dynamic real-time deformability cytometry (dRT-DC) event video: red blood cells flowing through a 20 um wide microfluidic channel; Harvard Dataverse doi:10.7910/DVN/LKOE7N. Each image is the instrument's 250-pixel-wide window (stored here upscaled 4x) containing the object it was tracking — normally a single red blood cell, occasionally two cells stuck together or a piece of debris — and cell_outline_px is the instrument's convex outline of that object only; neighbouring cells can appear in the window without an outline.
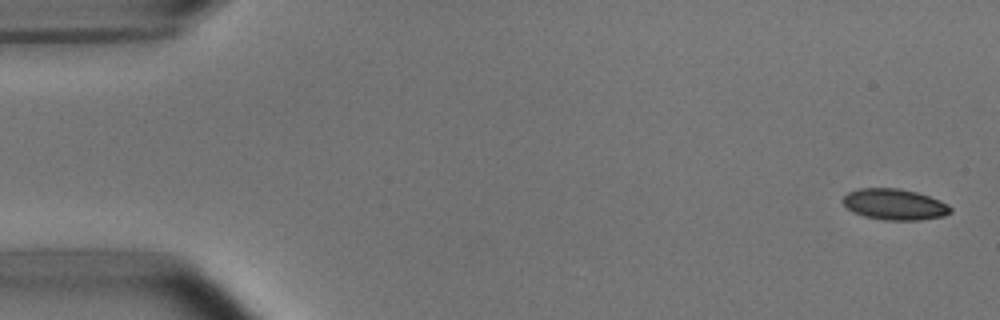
{"species": "common noctule bat (a hibernating species)", "species_latin": "Nyctalus noctula", "temperature_condition": "room temperature", "stored_images_in_passage": 5, "camera_frame_rate_fps": 3000, "um_per_image_px": 0.085, "animal": {"sex": "male", "body_mass_g": 15.6}, "frame": {"image": 1, "passage_image": 5, "time_ms": 5.667, "image_size_px": [1000, 320], "cell_outline_px": [[952, 212], [944, 216], [920, 220], [884, 220], [864, 216], [852, 212], [840, 200], [848, 192], [860, 188], [900, 188], [916, 192], [940, 200], [948, 204], [952, 208]], "centroid_in_image_um": [76.04, 17.37], "position_along_channel_um": 9.0, "area_um2": 19.59}}